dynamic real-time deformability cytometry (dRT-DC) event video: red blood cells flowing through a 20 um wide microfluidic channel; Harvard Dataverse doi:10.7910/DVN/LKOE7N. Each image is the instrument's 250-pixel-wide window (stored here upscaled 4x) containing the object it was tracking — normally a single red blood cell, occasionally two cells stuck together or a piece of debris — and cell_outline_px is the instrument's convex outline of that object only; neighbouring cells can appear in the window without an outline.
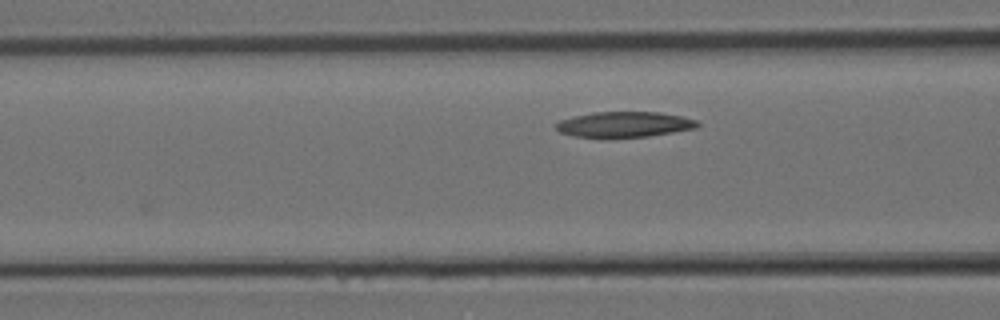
{"species": "Egyptian fruit bat (a non-hibernating species)", "species_latin": "Rousettus aegyptiacus", "temperature_condition": "room temperature", "stored_images_in_passage": 6, "camera_frame_rate_fps": 3000, "um_per_image_px": 0.085, "animal": {"sex": "female"}, "frame": {"image": 1, "passage_image": 6, "time_ms": 1.667, "image_size_px": [1000, 320], "cell_outline_px": [[700, 124], [696, 128], [648, 136], [572, 136], [560, 132], [556, 128], [556, 124], [560, 120], [572, 116], [596, 112], [660, 112], [680, 116], [696, 120]], "centroid_in_image_um": [53.07, 10.55], "position_along_channel_um": 113.5, "area_um2": 20.52}}